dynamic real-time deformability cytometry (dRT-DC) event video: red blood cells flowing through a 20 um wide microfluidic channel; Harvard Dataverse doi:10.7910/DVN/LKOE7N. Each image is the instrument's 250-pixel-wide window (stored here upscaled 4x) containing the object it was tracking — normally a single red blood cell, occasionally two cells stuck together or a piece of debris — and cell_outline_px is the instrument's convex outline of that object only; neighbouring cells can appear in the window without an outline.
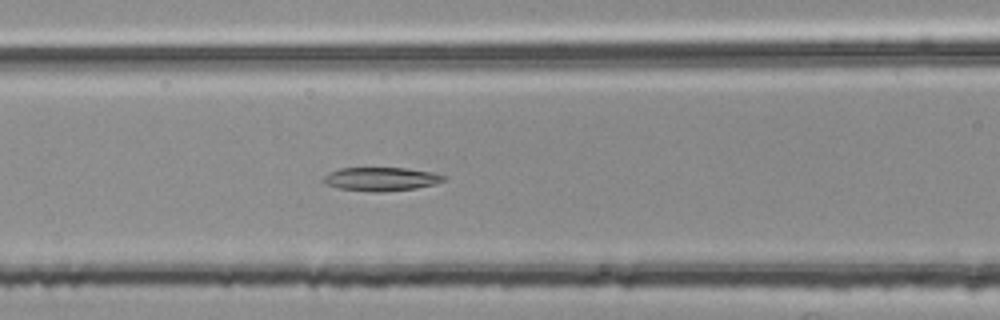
{"species": "common noctule bat (a hibernating species)", "species_latin": "Nyctalus noctula", "temperature_condition": "room temperature", "stored_images_in_passage": 51, "camera_frame_rate_fps": 3000, "um_per_image_px": 0.085, "animal": {"sex": "female", "body_mass_g": 25.1}, "frame": {"image": 1, "passage_image": 20, "time_ms": 6.333, "image_size_px": [1000, 320], "cell_outline_px": [[448, 176], [444, 180], [436, 184], [416, 188], [384, 192], [372, 192], [340, 188], [328, 184], [324, 180], [324, 176], [328, 172], [340, 168], [404, 168], [432, 172]], "centroid_in_image_um": [32.44, 15.22], "position_along_channel_um": 134.2, "area_um2": 16.47}}
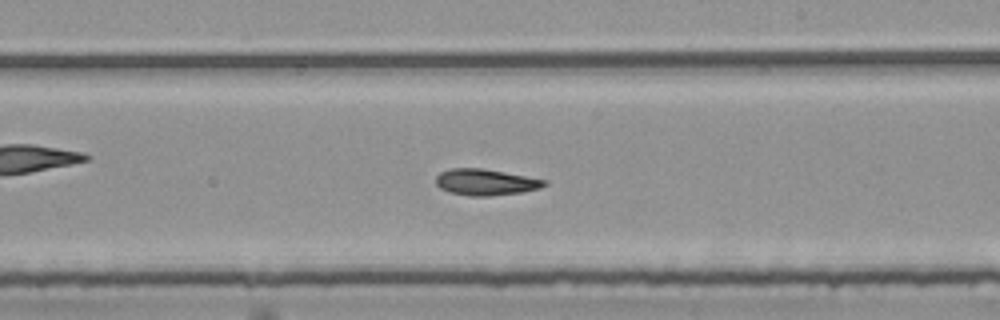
{"frame": {"image": 2, "passage_image": 29, "time_ms": 9.333, "image_size_px": [1000, 320], "cell_outline_px": [[548, 184], [540, 188], [520, 192], [488, 196], [468, 196], [448, 192], [440, 188], [436, 184], [436, 176], [440, 172], [452, 168], [480, 168], [548, 180]], "centroid_in_image_um": [41.26, 15.49], "position_along_channel_um": 247.7, "area_um2": 16.53}}
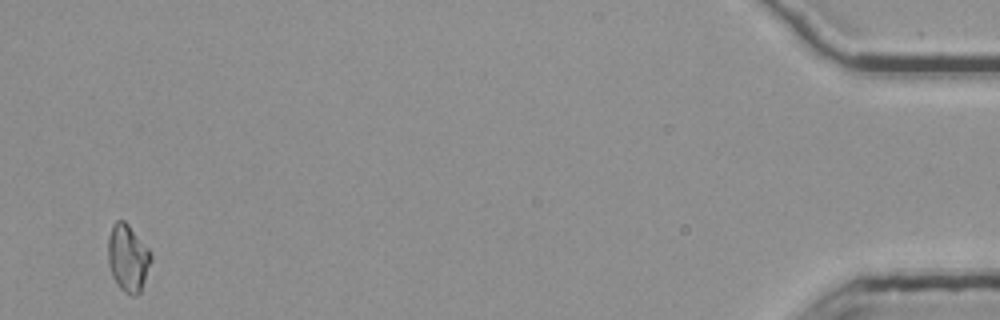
{"frame": {"image": 3, "passage_image": 50, "time_ms": 16.333, "image_size_px": [1000, 320], "cell_outline_px": [[152, 260], [140, 292], [136, 296], [132, 296], [124, 292], [116, 284], [112, 276], [108, 264], [108, 236], [112, 224], [116, 220], [124, 220], [128, 224], [152, 252]], "centroid_in_image_um": [10.87, 21.93], "position_along_channel_um": 424.3, "area_um2": 17.05}, "authors_computed_cell_mechanics": {"area_um2": 16.6464, "velocity_mm_per_s": 3.7921, "shape_relaxation_time_tau1_ms": null, "shape_relaxation_time_tau2_ms": 6.5564, "deformation_change_tau1": null, "deformation_change_tau2": 0.1569}}